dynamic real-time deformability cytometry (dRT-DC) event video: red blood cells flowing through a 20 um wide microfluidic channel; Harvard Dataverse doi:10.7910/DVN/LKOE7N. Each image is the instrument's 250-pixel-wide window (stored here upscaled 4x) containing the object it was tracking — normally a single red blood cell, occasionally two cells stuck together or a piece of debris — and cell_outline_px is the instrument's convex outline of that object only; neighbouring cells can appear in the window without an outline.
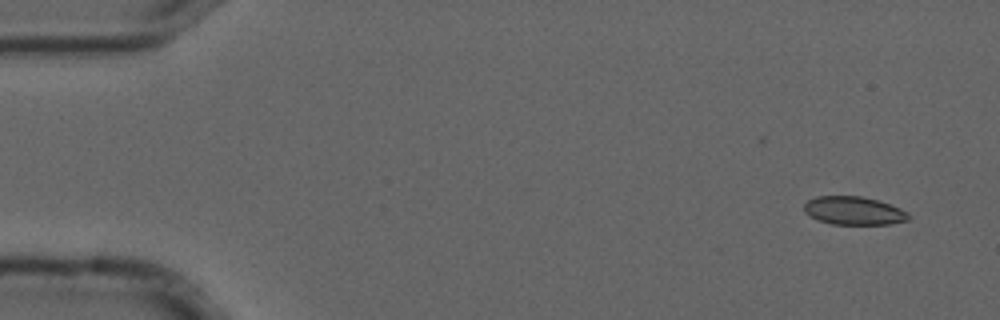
{"species": "common noctule bat (a hibernating species)", "species_latin": "Nyctalus noctula", "temperature_condition": "cold", "stored_images_in_passage": 10, "camera_frame_rate_fps": 3000, "um_per_image_px": 0.085, "animal": {"sex": "male", "forearm_length_mm": 52.5}, "frame": {"image": 1, "passage_image": 1, "time_ms": 0.0, "image_size_px": [1000, 320], "cell_outline_px": [[912, 216], [908, 220], [888, 224], [832, 224], [808, 216], [804, 212], [804, 204], [808, 200], [816, 196], [860, 196], [876, 200], [900, 208], [908, 212]], "centroid_in_image_um": [72.56, 17.91], "position_along_channel_um": 12.4, "area_um2": 17.17}}
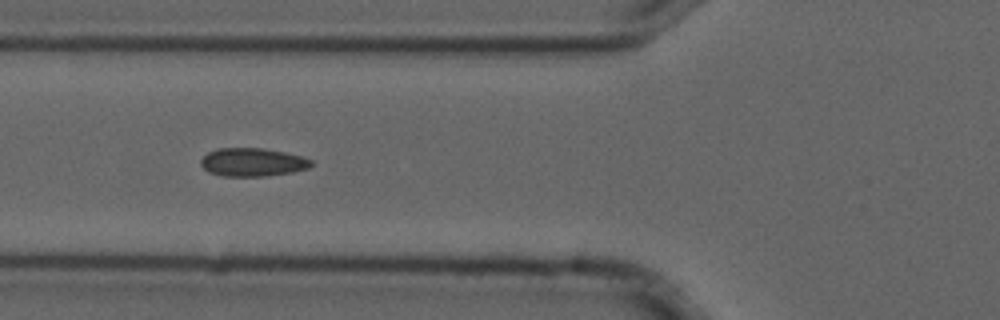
{"frame": {"image": 2, "passage_image": 6, "time_ms": 1.667, "image_size_px": [1000, 320], "cell_outline_px": [[316, 164], [308, 168], [292, 172], [264, 176], [220, 176], [208, 172], [200, 164], [200, 160], [208, 152], [216, 148], [260, 148], [284, 152], [300, 156], [312, 160]], "centroid_in_image_um": [21.45, 13.79], "position_along_channel_um": 104.3, "area_um2": 18.26}}
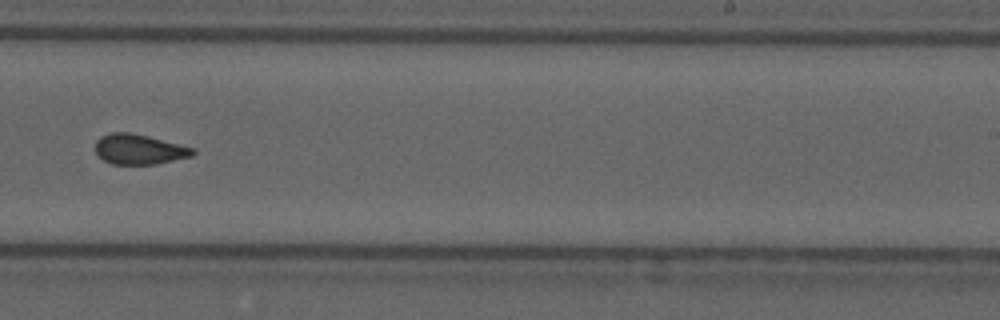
{"frame": {"image": 3, "passage_image": 10, "time_ms": 3.0, "image_size_px": [1000, 320], "cell_outline_px": [[196, 152], [192, 156], [156, 164], [112, 164], [104, 160], [96, 152], [96, 140], [100, 136], [112, 132], [128, 132], [148, 136], [196, 148]], "centroid_in_image_um": [11.85, 12.68], "position_along_channel_um": 277.2, "area_um2": 17.11}}